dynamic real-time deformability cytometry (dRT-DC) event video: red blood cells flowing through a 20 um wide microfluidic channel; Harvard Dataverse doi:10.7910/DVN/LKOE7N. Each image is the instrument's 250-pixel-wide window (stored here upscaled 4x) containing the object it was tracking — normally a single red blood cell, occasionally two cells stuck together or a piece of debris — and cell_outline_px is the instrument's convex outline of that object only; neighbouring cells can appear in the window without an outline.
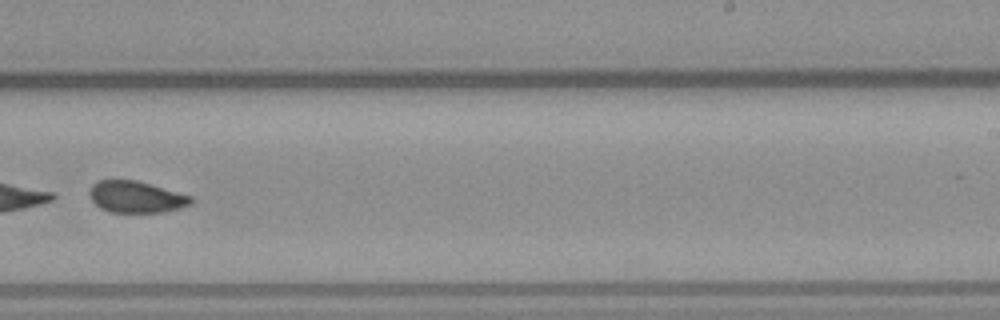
{"species": "common noctule bat (a hibernating species)", "species_latin": "Nyctalus noctula", "temperature_condition": "warm", "stored_images_in_passage": 8, "camera_frame_rate_fps": 3000, "um_per_image_px": 0.085, "animal": {"sex": "male", "body_mass_g": 23.1, "forearm_length_mm": 52.7}, "frame": {"image": 1, "passage_image": 8, "time_ms": 9.333, "image_size_px": [1000, 320], "cell_outline_px": [[192, 204], [180, 208], [164, 212], [112, 212], [100, 208], [92, 200], [88, 192], [92, 184], [100, 180], [112, 176], [136, 180], [192, 196]], "centroid_in_image_um": [11.52, 16.7], "position_along_channel_um": 277.5, "area_um2": 19.13}}